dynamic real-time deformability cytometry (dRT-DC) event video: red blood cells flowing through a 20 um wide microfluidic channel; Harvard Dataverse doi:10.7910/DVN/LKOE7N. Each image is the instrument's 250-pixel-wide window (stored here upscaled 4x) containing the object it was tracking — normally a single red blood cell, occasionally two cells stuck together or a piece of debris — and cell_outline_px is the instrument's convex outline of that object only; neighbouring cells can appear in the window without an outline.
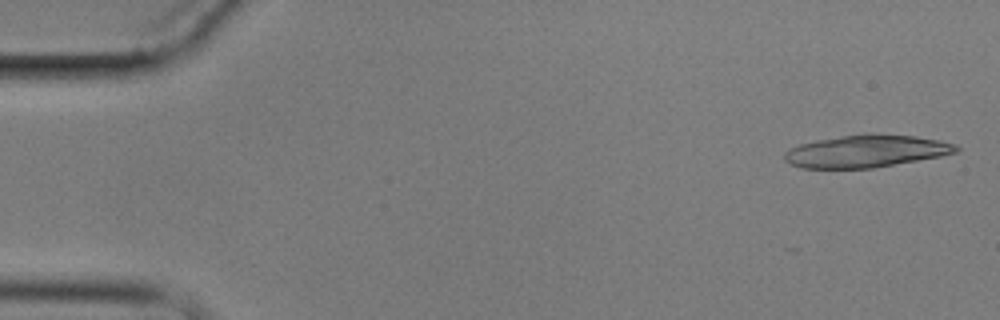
{"species": "common noctule bat (a hibernating species)", "species_latin": "Nyctalus noctula", "temperature_condition": "cold", "stored_images_in_passage": 6, "camera_frame_rate_fps": 3000, "um_per_image_px": 0.085, "animal": {"sex": "male", "body_mass_g": 17.9}, "frame": {"image": 1, "passage_image": 1, "time_ms": 0.0, "image_size_px": [1000, 320], "cell_outline_px": [[960, 148], [956, 152], [940, 156], [872, 168], [800, 168], [784, 160], [784, 152], [800, 144], [816, 140], [840, 136], [916, 136], [940, 140], [956, 144]], "centroid_in_image_um": [73.61, 12.88], "position_along_channel_um": 11.4, "area_um2": 31.39}}
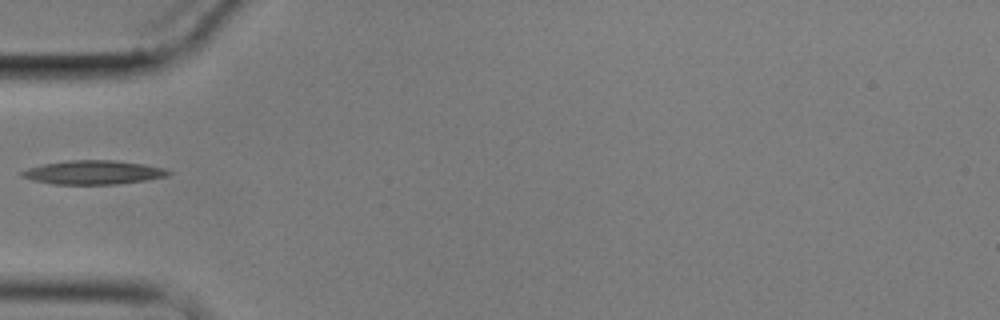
{"frame": {"image": 2, "passage_image": 6, "time_ms": 5.667, "image_size_px": [1000, 320], "cell_outline_px": [[172, 172], [168, 176], [144, 180], [116, 184], [52, 184], [32, 180], [20, 176], [20, 172], [28, 168], [44, 164], [68, 160], [116, 160], [144, 164], [164, 168]], "centroid_in_image_um": [7.92, 14.65], "position_along_channel_um": 77.1, "area_um2": 20.35}}